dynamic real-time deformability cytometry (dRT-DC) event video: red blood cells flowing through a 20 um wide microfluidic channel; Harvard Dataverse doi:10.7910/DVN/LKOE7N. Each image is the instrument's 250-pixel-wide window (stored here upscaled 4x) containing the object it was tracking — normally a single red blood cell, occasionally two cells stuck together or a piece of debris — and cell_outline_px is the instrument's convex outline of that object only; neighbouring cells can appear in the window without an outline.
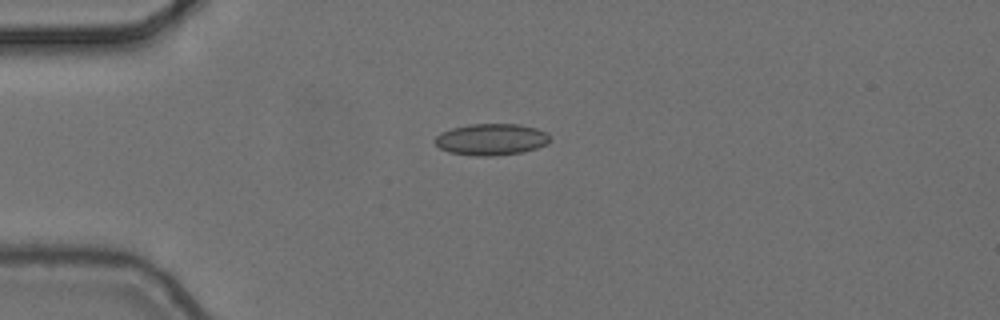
{"species": "common noctule bat (a hibernating species)", "species_latin": "Nyctalus noctula", "temperature_condition": "cold", "stored_images_in_passage": 1, "camera_frame_rate_fps": 3000, "um_per_image_px": 0.085, "animal": {"sex": "female", "body_mass_g": 24.6, "forearm_length_mm": 56.2}, "frame": {"image": 1, "passage_image": 1, "time_ms": 0.0, "image_size_px": [1000, 320], "cell_outline_px": [[548, 144], [524, 152], [496, 156], [476, 156], [448, 152], [440, 148], [432, 140], [440, 132], [452, 128], [468, 124], [520, 124], [536, 128], [548, 132]], "centroid_in_image_um": [41.74, 11.85], "position_along_channel_um": 43.3, "area_um2": 21.39}}